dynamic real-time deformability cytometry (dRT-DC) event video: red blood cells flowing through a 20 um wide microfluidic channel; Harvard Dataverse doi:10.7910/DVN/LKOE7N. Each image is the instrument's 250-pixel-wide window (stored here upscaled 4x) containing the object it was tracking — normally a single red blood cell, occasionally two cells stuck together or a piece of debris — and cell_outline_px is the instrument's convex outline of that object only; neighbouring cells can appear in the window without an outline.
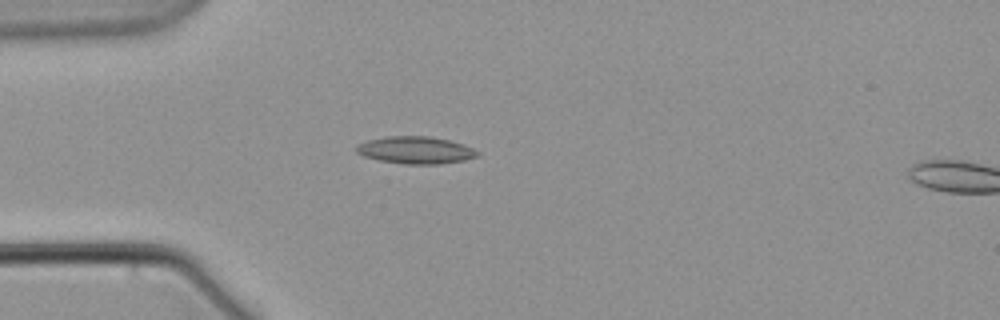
{"species": "common noctule bat (a hibernating species)", "species_latin": "Nyctalus noctula", "temperature_condition": "warm", "stored_images_in_passage": 5, "camera_frame_rate_fps": 3000, "um_per_image_px": 0.085, "animal": {"sex": "male", "body_mass_g": 21.5, "forearm_length_mm": 52.0}, "frame": {"image": 1, "passage_image": 4, "time_ms": 4.333, "image_size_px": [1000, 320], "cell_outline_px": [[480, 152], [476, 156], [464, 160], [440, 164], [404, 164], [380, 160], [364, 156], [356, 152], [356, 144], [368, 140], [388, 136], [428, 136], [448, 140], [464, 144]], "centroid_in_image_um": [35.31, 12.76], "position_along_channel_um": 49.7, "area_um2": 19.13}}